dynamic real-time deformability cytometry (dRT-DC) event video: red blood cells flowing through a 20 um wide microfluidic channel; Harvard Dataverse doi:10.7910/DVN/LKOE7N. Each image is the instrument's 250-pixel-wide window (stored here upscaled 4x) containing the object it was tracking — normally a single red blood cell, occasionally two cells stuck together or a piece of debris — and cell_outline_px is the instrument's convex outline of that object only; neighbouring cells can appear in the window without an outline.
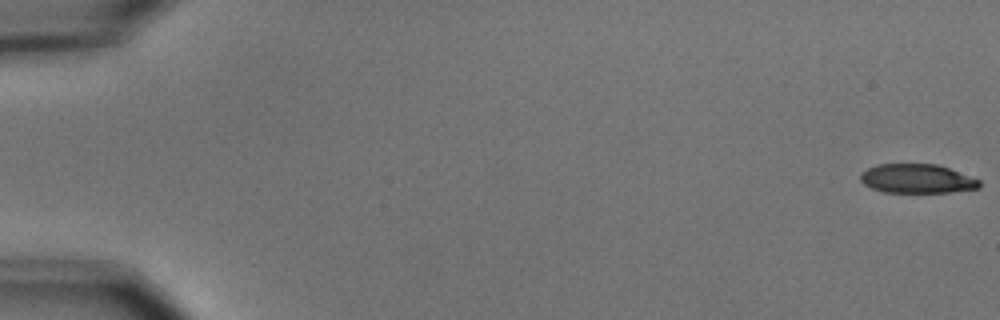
{"species": "common noctule bat (a hibernating species)", "species_latin": "Nyctalus noctula", "temperature_condition": "cold", "stored_images_in_passage": 55, "camera_frame_rate_fps": 3000, "um_per_image_px": 0.085, "animal": {"sex": "male", "body_mass_g": 15.6}, "frame": {"image": 1, "passage_image": 1, "time_ms": 0.0, "image_size_px": [1000, 320], "cell_outline_px": [[980, 188], [948, 192], [884, 192], [872, 188], [864, 184], [860, 180], [860, 172], [876, 164], [936, 164], [948, 168], [980, 180]], "centroid_in_image_um": [77.91, 15.18], "position_along_channel_um": 7.1, "area_um2": 20.06}}
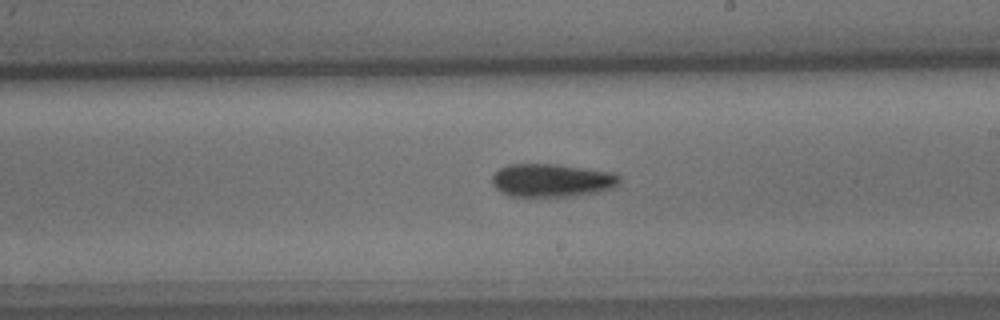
{"frame": {"image": 2, "passage_image": 33, "time_ms": 10.667, "image_size_px": [1000, 320], "cell_outline_px": [[620, 184], [612, 188], [600, 192], [576, 196], [508, 196], [496, 188], [492, 184], [492, 176], [500, 168], [508, 164], [556, 164], [612, 172], [620, 176]], "centroid_in_image_um": [46.93, 15.33], "position_along_channel_um": 242.1, "area_um2": 24.74}}
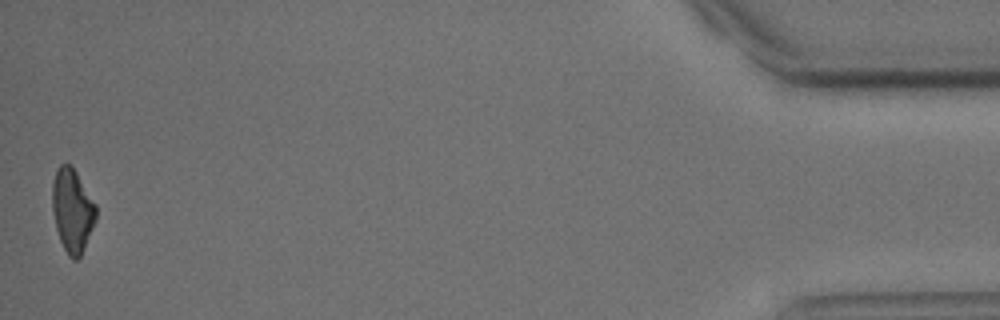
{"frame": {"image": 3, "passage_image": 55, "time_ms": 18.0, "image_size_px": [1000, 320], "cell_outline_px": [[96, 220], [80, 256], [76, 260], [72, 260], [68, 256], [60, 240], [56, 228], [52, 212], [52, 184], [56, 168], [60, 164], [72, 164], [96, 204]], "centroid_in_image_um": [6.14, 17.85], "position_along_channel_um": 429.1, "area_um2": 21.39}, "authors_computed_cell_mechanics": {"area_um2": 22.8888, "velocity_mm_per_s": 3.7039, "shape_relaxation_time_tau1_ms": 4.5228, "shape_relaxation_time_tau2_ms": null, "deformation_change_tau1": 0.151, "deformation_change_tau2": null}}